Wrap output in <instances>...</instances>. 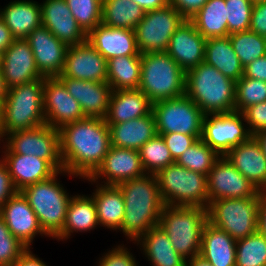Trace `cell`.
Segmentation results:
<instances>
[{"instance_id":"58","label":"cell","mask_w":266,"mask_h":266,"mask_svg":"<svg viewBox=\"0 0 266 266\" xmlns=\"http://www.w3.org/2000/svg\"><path fill=\"white\" fill-rule=\"evenodd\" d=\"M186 266H212L207 260H205L202 256L197 255L192 259L187 260Z\"/></svg>"},{"instance_id":"29","label":"cell","mask_w":266,"mask_h":266,"mask_svg":"<svg viewBox=\"0 0 266 266\" xmlns=\"http://www.w3.org/2000/svg\"><path fill=\"white\" fill-rule=\"evenodd\" d=\"M200 256L212 266H235L236 240L207 222L202 231Z\"/></svg>"},{"instance_id":"28","label":"cell","mask_w":266,"mask_h":266,"mask_svg":"<svg viewBox=\"0 0 266 266\" xmlns=\"http://www.w3.org/2000/svg\"><path fill=\"white\" fill-rule=\"evenodd\" d=\"M152 111V103L140 89L114 90L105 122L118 124L148 115Z\"/></svg>"},{"instance_id":"26","label":"cell","mask_w":266,"mask_h":266,"mask_svg":"<svg viewBox=\"0 0 266 266\" xmlns=\"http://www.w3.org/2000/svg\"><path fill=\"white\" fill-rule=\"evenodd\" d=\"M3 157V163L18 191L28 185L45 181L57 173L46 160L36 156L5 154Z\"/></svg>"},{"instance_id":"4","label":"cell","mask_w":266,"mask_h":266,"mask_svg":"<svg viewBox=\"0 0 266 266\" xmlns=\"http://www.w3.org/2000/svg\"><path fill=\"white\" fill-rule=\"evenodd\" d=\"M44 77L7 90L2 106L3 137L46 124L43 110Z\"/></svg>"},{"instance_id":"59","label":"cell","mask_w":266,"mask_h":266,"mask_svg":"<svg viewBox=\"0 0 266 266\" xmlns=\"http://www.w3.org/2000/svg\"><path fill=\"white\" fill-rule=\"evenodd\" d=\"M7 87L4 82V78L2 76V72L0 69V104H2L5 100V97L7 95Z\"/></svg>"},{"instance_id":"44","label":"cell","mask_w":266,"mask_h":266,"mask_svg":"<svg viewBox=\"0 0 266 266\" xmlns=\"http://www.w3.org/2000/svg\"><path fill=\"white\" fill-rule=\"evenodd\" d=\"M228 36L248 31L254 2L250 0H225Z\"/></svg>"},{"instance_id":"18","label":"cell","mask_w":266,"mask_h":266,"mask_svg":"<svg viewBox=\"0 0 266 266\" xmlns=\"http://www.w3.org/2000/svg\"><path fill=\"white\" fill-rule=\"evenodd\" d=\"M107 60L86 40L69 46L59 76L107 83Z\"/></svg>"},{"instance_id":"27","label":"cell","mask_w":266,"mask_h":266,"mask_svg":"<svg viewBox=\"0 0 266 266\" xmlns=\"http://www.w3.org/2000/svg\"><path fill=\"white\" fill-rule=\"evenodd\" d=\"M108 126L111 146L137 151L157 134L152 111L143 117Z\"/></svg>"},{"instance_id":"39","label":"cell","mask_w":266,"mask_h":266,"mask_svg":"<svg viewBox=\"0 0 266 266\" xmlns=\"http://www.w3.org/2000/svg\"><path fill=\"white\" fill-rule=\"evenodd\" d=\"M233 50L245 67L266 55V38L250 30L229 35Z\"/></svg>"},{"instance_id":"36","label":"cell","mask_w":266,"mask_h":266,"mask_svg":"<svg viewBox=\"0 0 266 266\" xmlns=\"http://www.w3.org/2000/svg\"><path fill=\"white\" fill-rule=\"evenodd\" d=\"M107 83L114 90L138 89L141 56H120L107 60Z\"/></svg>"},{"instance_id":"3","label":"cell","mask_w":266,"mask_h":266,"mask_svg":"<svg viewBox=\"0 0 266 266\" xmlns=\"http://www.w3.org/2000/svg\"><path fill=\"white\" fill-rule=\"evenodd\" d=\"M185 94L206 114L235 111L236 82L201 62L186 71Z\"/></svg>"},{"instance_id":"1","label":"cell","mask_w":266,"mask_h":266,"mask_svg":"<svg viewBox=\"0 0 266 266\" xmlns=\"http://www.w3.org/2000/svg\"><path fill=\"white\" fill-rule=\"evenodd\" d=\"M59 132L64 173L89 178L102 164L111 146L105 119L87 117L64 125Z\"/></svg>"},{"instance_id":"52","label":"cell","mask_w":266,"mask_h":266,"mask_svg":"<svg viewBox=\"0 0 266 266\" xmlns=\"http://www.w3.org/2000/svg\"><path fill=\"white\" fill-rule=\"evenodd\" d=\"M243 77L266 82V55L247 64L244 67Z\"/></svg>"},{"instance_id":"42","label":"cell","mask_w":266,"mask_h":266,"mask_svg":"<svg viewBox=\"0 0 266 266\" xmlns=\"http://www.w3.org/2000/svg\"><path fill=\"white\" fill-rule=\"evenodd\" d=\"M78 25L88 34L101 24L103 0H65Z\"/></svg>"},{"instance_id":"62","label":"cell","mask_w":266,"mask_h":266,"mask_svg":"<svg viewBox=\"0 0 266 266\" xmlns=\"http://www.w3.org/2000/svg\"><path fill=\"white\" fill-rule=\"evenodd\" d=\"M0 141H1V138H0ZM3 162H4L3 160H0V165H2V164H3Z\"/></svg>"},{"instance_id":"38","label":"cell","mask_w":266,"mask_h":266,"mask_svg":"<svg viewBox=\"0 0 266 266\" xmlns=\"http://www.w3.org/2000/svg\"><path fill=\"white\" fill-rule=\"evenodd\" d=\"M138 151L142 167L148 174H156L159 170L175 163L165 140L159 134L148 140Z\"/></svg>"},{"instance_id":"2","label":"cell","mask_w":266,"mask_h":266,"mask_svg":"<svg viewBox=\"0 0 266 266\" xmlns=\"http://www.w3.org/2000/svg\"><path fill=\"white\" fill-rule=\"evenodd\" d=\"M123 193L125 215L121 230L138 241L149 229L159 225L165 206L155 174H148L117 185Z\"/></svg>"},{"instance_id":"23","label":"cell","mask_w":266,"mask_h":266,"mask_svg":"<svg viewBox=\"0 0 266 266\" xmlns=\"http://www.w3.org/2000/svg\"><path fill=\"white\" fill-rule=\"evenodd\" d=\"M206 39L185 19L177 28L165 51L185 72L204 62Z\"/></svg>"},{"instance_id":"43","label":"cell","mask_w":266,"mask_h":266,"mask_svg":"<svg viewBox=\"0 0 266 266\" xmlns=\"http://www.w3.org/2000/svg\"><path fill=\"white\" fill-rule=\"evenodd\" d=\"M262 102H266V82L247 77L236 82V112H243L247 107Z\"/></svg>"},{"instance_id":"16","label":"cell","mask_w":266,"mask_h":266,"mask_svg":"<svg viewBox=\"0 0 266 266\" xmlns=\"http://www.w3.org/2000/svg\"><path fill=\"white\" fill-rule=\"evenodd\" d=\"M0 69L7 89L43 78L25 38L14 39L1 54Z\"/></svg>"},{"instance_id":"49","label":"cell","mask_w":266,"mask_h":266,"mask_svg":"<svg viewBox=\"0 0 266 266\" xmlns=\"http://www.w3.org/2000/svg\"><path fill=\"white\" fill-rule=\"evenodd\" d=\"M249 30L266 38V0L253 4Z\"/></svg>"},{"instance_id":"6","label":"cell","mask_w":266,"mask_h":266,"mask_svg":"<svg viewBox=\"0 0 266 266\" xmlns=\"http://www.w3.org/2000/svg\"><path fill=\"white\" fill-rule=\"evenodd\" d=\"M208 222L207 208L165 205L159 226L184 259L200 255L202 231Z\"/></svg>"},{"instance_id":"35","label":"cell","mask_w":266,"mask_h":266,"mask_svg":"<svg viewBox=\"0 0 266 266\" xmlns=\"http://www.w3.org/2000/svg\"><path fill=\"white\" fill-rule=\"evenodd\" d=\"M189 20L206 40L228 36L225 0H208Z\"/></svg>"},{"instance_id":"47","label":"cell","mask_w":266,"mask_h":266,"mask_svg":"<svg viewBox=\"0 0 266 266\" xmlns=\"http://www.w3.org/2000/svg\"><path fill=\"white\" fill-rule=\"evenodd\" d=\"M242 113L252 135L266 128V102L251 105Z\"/></svg>"},{"instance_id":"40","label":"cell","mask_w":266,"mask_h":266,"mask_svg":"<svg viewBox=\"0 0 266 266\" xmlns=\"http://www.w3.org/2000/svg\"><path fill=\"white\" fill-rule=\"evenodd\" d=\"M235 266H266V237L257 231L236 240Z\"/></svg>"},{"instance_id":"15","label":"cell","mask_w":266,"mask_h":266,"mask_svg":"<svg viewBox=\"0 0 266 266\" xmlns=\"http://www.w3.org/2000/svg\"><path fill=\"white\" fill-rule=\"evenodd\" d=\"M43 110L46 124L54 129L87 118L79 104L57 78H44Z\"/></svg>"},{"instance_id":"48","label":"cell","mask_w":266,"mask_h":266,"mask_svg":"<svg viewBox=\"0 0 266 266\" xmlns=\"http://www.w3.org/2000/svg\"><path fill=\"white\" fill-rule=\"evenodd\" d=\"M99 266H137L135 258L123 246H117L102 256Z\"/></svg>"},{"instance_id":"30","label":"cell","mask_w":266,"mask_h":266,"mask_svg":"<svg viewBox=\"0 0 266 266\" xmlns=\"http://www.w3.org/2000/svg\"><path fill=\"white\" fill-rule=\"evenodd\" d=\"M1 20L15 39L26 38L42 25L41 5L30 0L10 2L2 9Z\"/></svg>"},{"instance_id":"5","label":"cell","mask_w":266,"mask_h":266,"mask_svg":"<svg viewBox=\"0 0 266 266\" xmlns=\"http://www.w3.org/2000/svg\"><path fill=\"white\" fill-rule=\"evenodd\" d=\"M186 72L165 52L141 54L140 89L153 104L185 94Z\"/></svg>"},{"instance_id":"61","label":"cell","mask_w":266,"mask_h":266,"mask_svg":"<svg viewBox=\"0 0 266 266\" xmlns=\"http://www.w3.org/2000/svg\"><path fill=\"white\" fill-rule=\"evenodd\" d=\"M260 1H264V0H253L254 3H255V2H260Z\"/></svg>"},{"instance_id":"54","label":"cell","mask_w":266,"mask_h":266,"mask_svg":"<svg viewBox=\"0 0 266 266\" xmlns=\"http://www.w3.org/2000/svg\"><path fill=\"white\" fill-rule=\"evenodd\" d=\"M13 266H48L34 254L28 248L22 256L13 264Z\"/></svg>"},{"instance_id":"12","label":"cell","mask_w":266,"mask_h":266,"mask_svg":"<svg viewBox=\"0 0 266 266\" xmlns=\"http://www.w3.org/2000/svg\"><path fill=\"white\" fill-rule=\"evenodd\" d=\"M185 18L171 5L147 11L134 28L141 54L166 51L169 41Z\"/></svg>"},{"instance_id":"37","label":"cell","mask_w":266,"mask_h":266,"mask_svg":"<svg viewBox=\"0 0 266 266\" xmlns=\"http://www.w3.org/2000/svg\"><path fill=\"white\" fill-rule=\"evenodd\" d=\"M145 11L132 0H103L101 23L113 28L134 30Z\"/></svg>"},{"instance_id":"57","label":"cell","mask_w":266,"mask_h":266,"mask_svg":"<svg viewBox=\"0 0 266 266\" xmlns=\"http://www.w3.org/2000/svg\"><path fill=\"white\" fill-rule=\"evenodd\" d=\"M253 137L259 143L262 149L263 155L266 157V128L255 133Z\"/></svg>"},{"instance_id":"14","label":"cell","mask_w":266,"mask_h":266,"mask_svg":"<svg viewBox=\"0 0 266 266\" xmlns=\"http://www.w3.org/2000/svg\"><path fill=\"white\" fill-rule=\"evenodd\" d=\"M209 204L220 199L256 197L258 189L225 156H220L207 175Z\"/></svg>"},{"instance_id":"60","label":"cell","mask_w":266,"mask_h":266,"mask_svg":"<svg viewBox=\"0 0 266 266\" xmlns=\"http://www.w3.org/2000/svg\"><path fill=\"white\" fill-rule=\"evenodd\" d=\"M0 138H3V129H2V106L0 104Z\"/></svg>"},{"instance_id":"13","label":"cell","mask_w":266,"mask_h":266,"mask_svg":"<svg viewBox=\"0 0 266 266\" xmlns=\"http://www.w3.org/2000/svg\"><path fill=\"white\" fill-rule=\"evenodd\" d=\"M242 112L206 114L203 118L201 139L218 155L225 156L233 147L248 141L253 135Z\"/></svg>"},{"instance_id":"11","label":"cell","mask_w":266,"mask_h":266,"mask_svg":"<svg viewBox=\"0 0 266 266\" xmlns=\"http://www.w3.org/2000/svg\"><path fill=\"white\" fill-rule=\"evenodd\" d=\"M4 154L36 156L46 160L57 172H65L60 154V132L44 124L6 135Z\"/></svg>"},{"instance_id":"34","label":"cell","mask_w":266,"mask_h":266,"mask_svg":"<svg viewBox=\"0 0 266 266\" xmlns=\"http://www.w3.org/2000/svg\"><path fill=\"white\" fill-rule=\"evenodd\" d=\"M97 225L99 223L93 197L76 195L71 197L63 229L55 239H68L74 231H90Z\"/></svg>"},{"instance_id":"10","label":"cell","mask_w":266,"mask_h":266,"mask_svg":"<svg viewBox=\"0 0 266 266\" xmlns=\"http://www.w3.org/2000/svg\"><path fill=\"white\" fill-rule=\"evenodd\" d=\"M157 134L202 136L203 111L186 95L152 104Z\"/></svg>"},{"instance_id":"46","label":"cell","mask_w":266,"mask_h":266,"mask_svg":"<svg viewBox=\"0 0 266 266\" xmlns=\"http://www.w3.org/2000/svg\"><path fill=\"white\" fill-rule=\"evenodd\" d=\"M162 137L175 161L201 138V136H191L180 133L162 134Z\"/></svg>"},{"instance_id":"17","label":"cell","mask_w":266,"mask_h":266,"mask_svg":"<svg viewBox=\"0 0 266 266\" xmlns=\"http://www.w3.org/2000/svg\"><path fill=\"white\" fill-rule=\"evenodd\" d=\"M25 39L32 49L41 76L58 77L64 68L68 46L43 25L35 28Z\"/></svg>"},{"instance_id":"24","label":"cell","mask_w":266,"mask_h":266,"mask_svg":"<svg viewBox=\"0 0 266 266\" xmlns=\"http://www.w3.org/2000/svg\"><path fill=\"white\" fill-rule=\"evenodd\" d=\"M87 41L106 59L141 56L134 30L113 28L101 23L87 34Z\"/></svg>"},{"instance_id":"8","label":"cell","mask_w":266,"mask_h":266,"mask_svg":"<svg viewBox=\"0 0 266 266\" xmlns=\"http://www.w3.org/2000/svg\"><path fill=\"white\" fill-rule=\"evenodd\" d=\"M57 172L51 178L24 187L20 192L36 214L43 231L55 238L63 229L71 201L63 186L57 182Z\"/></svg>"},{"instance_id":"7","label":"cell","mask_w":266,"mask_h":266,"mask_svg":"<svg viewBox=\"0 0 266 266\" xmlns=\"http://www.w3.org/2000/svg\"><path fill=\"white\" fill-rule=\"evenodd\" d=\"M155 176L165 205L208 208L207 175L175 162L159 170Z\"/></svg>"},{"instance_id":"22","label":"cell","mask_w":266,"mask_h":266,"mask_svg":"<svg viewBox=\"0 0 266 266\" xmlns=\"http://www.w3.org/2000/svg\"><path fill=\"white\" fill-rule=\"evenodd\" d=\"M42 4V25L57 39L68 47L87 40V34L72 16L65 0H45Z\"/></svg>"},{"instance_id":"63","label":"cell","mask_w":266,"mask_h":266,"mask_svg":"<svg viewBox=\"0 0 266 266\" xmlns=\"http://www.w3.org/2000/svg\"><path fill=\"white\" fill-rule=\"evenodd\" d=\"M1 18H2V11H0V20H1Z\"/></svg>"},{"instance_id":"25","label":"cell","mask_w":266,"mask_h":266,"mask_svg":"<svg viewBox=\"0 0 266 266\" xmlns=\"http://www.w3.org/2000/svg\"><path fill=\"white\" fill-rule=\"evenodd\" d=\"M225 157L258 190L266 189V157L253 136L233 147Z\"/></svg>"},{"instance_id":"9","label":"cell","mask_w":266,"mask_h":266,"mask_svg":"<svg viewBox=\"0 0 266 266\" xmlns=\"http://www.w3.org/2000/svg\"><path fill=\"white\" fill-rule=\"evenodd\" d=\"M208 222L239 240L258 231V195L220 199L207 208Z\"/></svg>"},{"instance_id":"31","label":"cell","mask_w":266,"mask_h":266,"mask_svg":"<svg viewBox=\"0 0 266 266\" xmlns=\"http://www.w3.org/2000/svg\"><path fill=\"white\" fill-rule=\"evenodd\" d=\"M204 62L235 82L243 77L244 67L233 50L229 36L206 40Z\"/></svg>"},{"instance_id":"45","label":"cell","mask_w":266,"mask_h":266,"mask_svg":"<svg viewBox=\"0 0 266 266\" xmlns=\"http://www.w3.org/2000/svg\"><path fill=\"white\" fill-rule=\"evenodd\" d=\"M27 249L11 234L0 215V266H13Z\"/></svg>"},{"instance_id":"51","label":"cell","mask_w":266,"mask_h":266,"mask_svg":"<svg viewBox=\"0 0 266 266\" xmlns=\"http://www.w3.org/2000/svg\"><path fill=\"white\" fill-rule=\"evenodd\" d=\"M17 192L18 190L15 188L12 182L8 168L3 163L0 165V208Z\"/></svg>"},{"instance_id":"19","label":"cell","mask_w":266,"mask_h":266,"mask_svg":"<svg viewBox=\"0 0 266 266\" xmlns=\"http://www.w3.org/2000/svg\"><path fill=\"white\" fill-rule=\"evenodd\" d=\"M139 151L110 146L102 164L86 180L96 182L105 176L104 185H118L145 175Z\"/></svg>"},{"instance_id":"20","label":"cell","mask_w":266,"mask_h":266,"mask_svg":"<svg viewBox=\"0 0 266 266\" xmlns=\"http://www.w3.org/2000/svg\"><path fill=\"white\" fill-rule=\"evenodd\" d=\"M0 215L11 234L27 248L30 247L35 235L39 233L47 235L41 228L35 212L20 191L1 206Z\"/></svg>"},{"instance_id":"41","label":"cell","mask_w":266,"mask_h":266,"mask_svg":"<svg viewBox=\"0 0 266 266\" xmlns=\"http://www.w3.org/2000/svg\"><path fill=\"white\" fill-rule=\"evenodd\" d=\"M219 157L220 156L200 138L175 162L191 171L208 175Z\"/></svg>"},{"instance_id":"21","label":"cell","mask_w":266,"mask_h":266,"mask_svg":"<svg viewBox=\"0 0 266 266\" xmlns=\"http://www.w3.org/2000/svg\"><path fill=\"white\" fill-rule=\"evenodd\" d=\"M57 78L64 84L69 94L79 102L86 117L105 118L113 92L108 83L65 76Z\"/></svg>"},{"instance_id":"56","label":"cell","mask_w":266,"mask_h":266,"mask_svg":"<svg viewBox=\"0 0 266 266\" xmlns=\"http://www.w3.org/2000/svg\"><path fill=\"white\" fill-rule=\"evenodd\" d=\"M145 12L160 9L169 5V0H132Z\"/></svg>"},{"instance_id":"32","label":"cell","mask_w":266,"mask_h":266,"mask_svg":"<svg viewBox=\"0 0 266 266\" xmlns=\"http://www.w3.org/2000/svg\"><path fill=\"white\" fill-rule=\"evenodd\" d=\"M100 185L93 193L94 195L92 194L96 204L98 223L121 231L125 215L123 193L116 185Z\"/></svg>"},{"instance_id":"53","label":"cell","mask_w":266,"mask_h":266,"mask_svg":"<svg viewBox=\"0 0 266 266\" xmlns=\"http://www.w3.org/2000/svg\"><path fill=\"white\" fill-rule=\"evenodd\" d=\"M258 231L266 237V189L258 191Z\"/></svg>"},{"instance_id":"33","label":"cell","mask_w":266,"mask_h":266,"mask_svg":"<svg viewBox=\"0 0 266 266\" xmlns=\"http://www.w3.org/2000/svg\"><path fill=\"white\" fill-rule=\"evenodd\" d=\"M138 243H141L153 266H186L187 260L176 252L167 233L159 225L149 229Z\"/></svg>"},{"instance_id":"55","label":"cell","mask_w":266,"mask_h":266,"mask_svg":"<svg viewBox=\"0 0 266 266\" xmlns=\"http://www.w3.org/2000/svg\"><path fill=\"white\" fill-rule=\"evenodd\" d=\"M9 28L0 20V53L2 54L14 41Z\"/></svg>"},{"instance_id":"50","label":"cell","mask_w":266,"mask_h":266,"mask_svg":"<svg viewBox=\"0 0 266 266\" xmlns=\"http://www.w3.org/2000/svg\"><path fill=\"white\" fill-rule=\"evenodd\" d=\"M208 0H169V5L173 6L185 19H191Z\"/></svg>"}]
</instances>
